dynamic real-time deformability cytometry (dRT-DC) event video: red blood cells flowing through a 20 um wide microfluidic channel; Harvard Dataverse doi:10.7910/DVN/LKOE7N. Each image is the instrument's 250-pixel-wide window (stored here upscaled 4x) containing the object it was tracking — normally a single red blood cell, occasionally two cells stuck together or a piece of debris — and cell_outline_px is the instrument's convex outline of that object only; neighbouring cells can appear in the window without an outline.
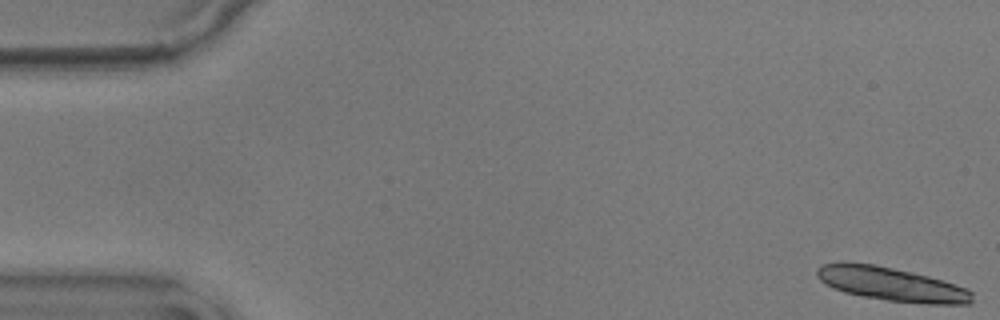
{"species": "common noctule bat (a hibernating species)", "species_latin": "Nyctalus noctula", "temperature_condition": "warm", "stored_images_in_passage": 15, "camera_frame_rate_fps": 3000, "um_per_image_px": 0.085, "animal": {"sex": "male", "body_mass_g": 17.9}, "frame": {"image": 1, "passage_image": 1, "time_ms": 0.0, "image_size_px": [1000, 320], "cell_outline_px": [[972, 300], [968, 304], [924, 304], [888, 300], [864, 296], [844, 292], [820, 280], [816, 272], [816, 268], [824, 264], [844, 260], [872, 264], [892, 268], [928, 276], [968, 288], [972, 292]], "centroid_in_image_um": [75.77, 24.13], "position_along_channel_um": 9.2, "area_um2": 30.35}}